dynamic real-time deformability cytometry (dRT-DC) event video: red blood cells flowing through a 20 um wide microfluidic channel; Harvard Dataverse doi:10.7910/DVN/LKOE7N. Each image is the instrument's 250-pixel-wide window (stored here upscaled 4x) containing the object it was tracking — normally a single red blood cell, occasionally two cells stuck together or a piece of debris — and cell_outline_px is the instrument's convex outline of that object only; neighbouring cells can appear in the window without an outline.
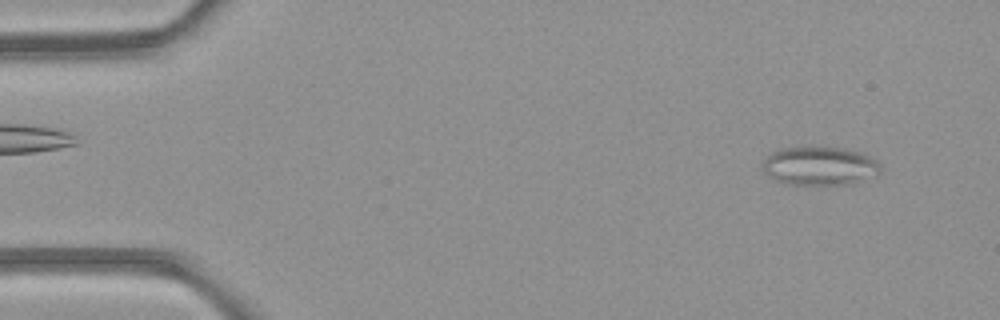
{"species": "common noctule bat (a hibernating species)", "species_latin": "Nyctalus noctula", "temperature_condition": "room temperature", "stored_images_in_passage": 49, "camera_frame_rate_fps": 3000, "um_per_image_px": 0.085, "animal": {"sex": "female", "body_mass_g": 21.9}, "frame": {"image": 1, "passage_image": 4, "time_ms": 1.0, "image_size_px": [1000, 320], "cell_outline_px": [[880, 172], [852, 184], [788, 184], [776, 180], [768, 176], [764, 172], [764, 160], [772, 152], [780, 148], [840, 148], [860, 152], [876, 160], [880, 164]], "centroid_in_image_um": [69.66, 14.11], "position_along_channel_um": 15.3, "area_um2": 25.95}}
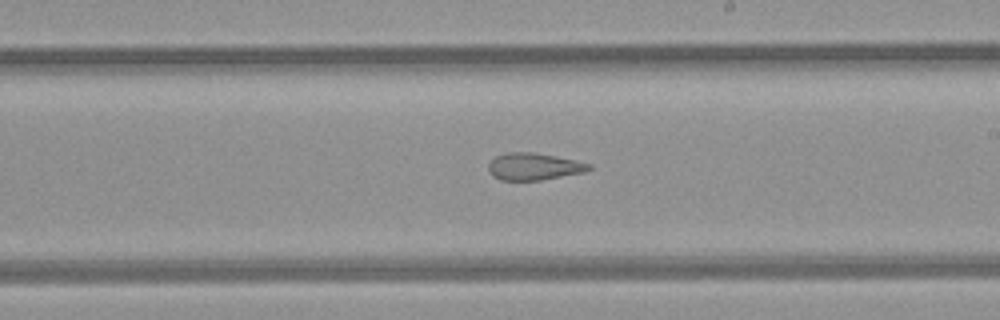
{"frame": {"image": 2, "passage_image": 28, "time_ms": 9.0, "image_size_px": [1000, 320], "cell_outline_px": [[592, 168], [584, 172], [540, 180], [500, 180], [492, 176], [488, 168], [488, 164], [496, 156], [504, 152], [532, 152], [576, 160], [592, 164]], "centroid_in_image_um": [45.37, 14.15], "position_along_channel_um": 243.6, "area_um2": 15.84}}
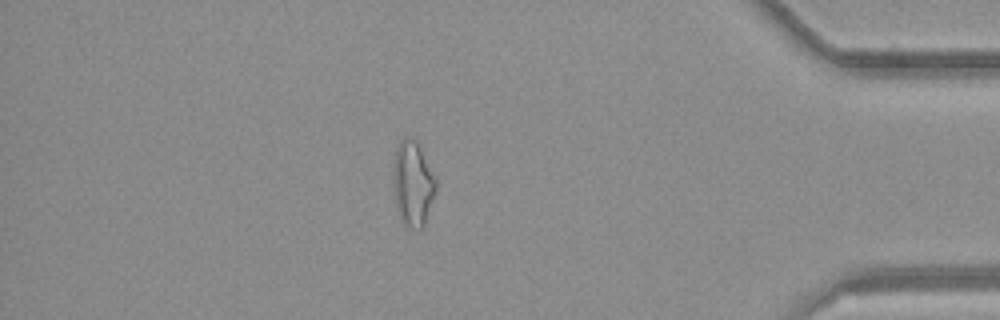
{"frame": {"image": 3, "passage_image": 42, "time_ms": 13.667, "image_size_px": [1000, 320], "cell_outline_px": [[436, 192], [424, 224], [420, 228], [412, 228], [404, 224], [400, 220], [396, 204], [392, 180], [392, 168], [396, 148], [400, 140], [404, 136], [408, 136], [416, 140], [436, 180]], "centroid_in_image_um": [35.06, 15.58], "position_along_channel_um": 400.1, "area_um2": 21.15}, "authors_computed_cell_mechanics": {"area_um2": 20.519, "velocity_mm_per_s": 4.2517, "shape_relaxation_time_tau1_ms": null, "shape_relaxation_time_tau2_ms": 2.3524, "deformation_change_tau1": null, "deformation_change_tau2": 0.1155}}